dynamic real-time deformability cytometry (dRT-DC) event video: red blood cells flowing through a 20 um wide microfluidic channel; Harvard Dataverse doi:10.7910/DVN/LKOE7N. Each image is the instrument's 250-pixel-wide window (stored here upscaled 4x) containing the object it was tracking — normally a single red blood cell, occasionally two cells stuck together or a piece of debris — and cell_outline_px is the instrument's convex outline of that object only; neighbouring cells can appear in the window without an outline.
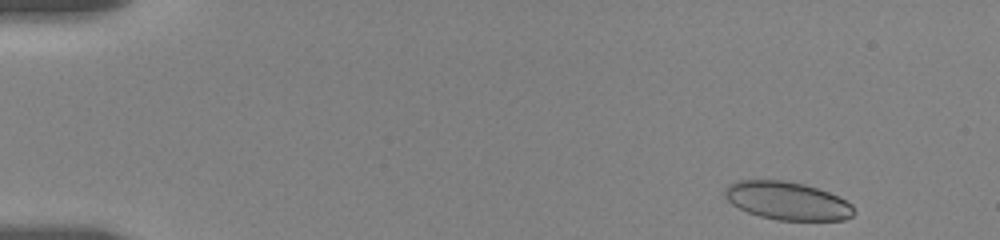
{"species": "human", "species_latin": "Homo sapiens", "temperature_condition": "room temperature", "stored_images_in_passage": 44, "camera_frame_rate_fps": 3000, "um_per_image_px": 0.085, "donor": {"sex": "female"}, "frame": {"image": 1, "passage_image": 3, "time_ms": 0.333, "image_size_px": [1000, 240], "cell_outline_px": [[856, 212], [852, 216], [844, 220], [776, 220], [760, 216], [748, 212], [732, 204], [724, 196], [724, 188], [728, 184], [736, 180], [784, 180], [804, 184], [828, 192], [852, 204]], "centroid_in_image_um": [66.9, 17.06], "position_along_channel_um": 18.1, "area_um2": 28.67}}
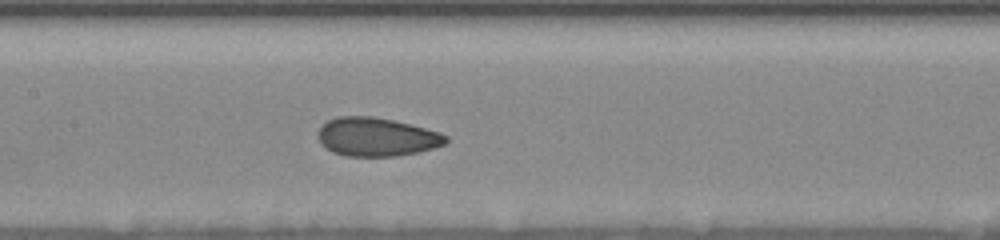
{"frame": {"image": 2, "passage_image": 26, "time_ms": 8.0, "image_size_px": [1000, 240], "cell_outline_px": [[448, 140], [444, 144], [420, 152], [396, 156], [344, 156], [332, 152], [324, 148], [320, 144], [316, 136], [320, 128], [328, 120], [336, 116], [372, 116], [392, 120], [440, 132], [448, 136]], "centroid_in_image_um": [31.96, 11.65], "position_along_channel_um": 175.4, "area_um2": 28.9}}
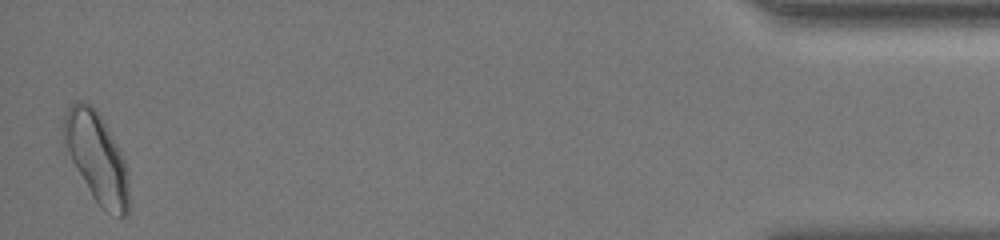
{"frame": {"image": 3, "passage_image": 44, "time_ms": 17.333, "image_size_px": [1000, 240], "cell_outline_px": [[128, 212], [124, 216], [120, 216], [108, 212], [92, 196], [76, 168], [72, 160], [64, 140], [64, 116], [68, 108], [76, 100], [84, 100], [96, 108], [108, 128], [124, 160], [128, 172]], "centroid_in_image_um": [8.23, 13.35], "position_along_channel_um": 427.0, "area_um2": 33.29}, "authors_computed_cell_mechanics": {"area_um2": 29.5936, "velocity_mm_per_s": 3.5396, "shape_relaxation_time_tau1_ms": 3.4907, "shape_relaxation_time_tau2_ms": 1.242, "deformation_change_tau1": 0.1212, "deformation_change_tau2": 0.0671}}